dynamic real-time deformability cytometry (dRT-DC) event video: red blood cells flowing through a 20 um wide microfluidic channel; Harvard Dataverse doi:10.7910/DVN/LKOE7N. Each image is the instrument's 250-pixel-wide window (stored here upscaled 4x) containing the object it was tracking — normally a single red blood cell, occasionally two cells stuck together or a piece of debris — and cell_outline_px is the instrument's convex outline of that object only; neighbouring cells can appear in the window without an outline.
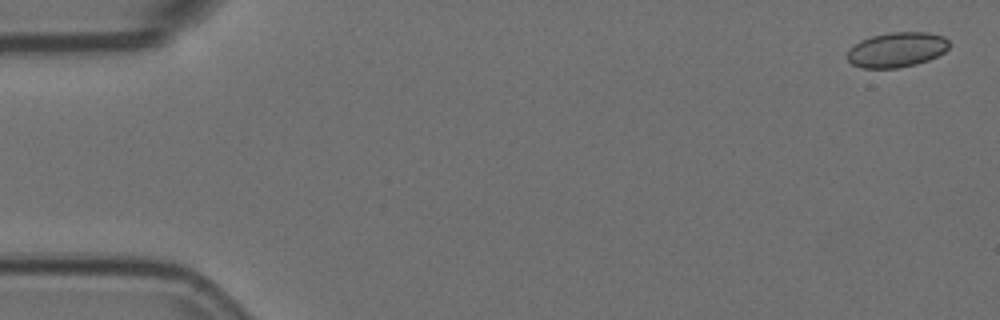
{"species": "Egyptian fruit bat (a non-hibernating species)", "species_latin": "Rousettus aegyptiacus", "temperature_condition": "room temperature", "stored_images_in_passage": 7, "camera_frame_rate_fps": 3000, "um_per_image_px": 0.085, "animal": {"sex": "female"}, "frame": {"image": 1, "passage_image": 1, "time_ms": 0.0, "image_size_px": [1000, 320], "cell_outline_px": [[952, 44], [944, 52], [928, 60], [916, 64], [896, 68], [860, 68], [852, 64], [848, 60], [848, 52], [860, 40], [872, 36], [888, 32], [928, 32], [944, 36]], "centroid_in_image_um": [76.26, 4.22], "position_along_channel_um": 8.7, "area_um2": 20.75}}
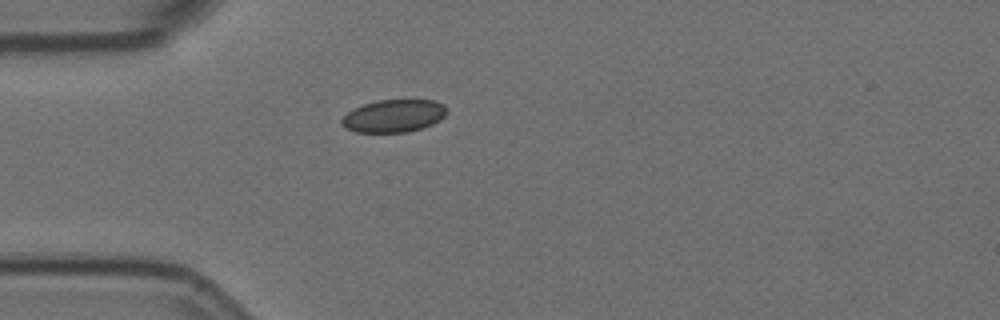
{"frame": {"image": 2, "passage_image": 5, "time_ms": 1.333, "image_size_px": [1000, 320], "cell_outline_px": [[448, 112], [440, 120], [432, 124], [408, 132], [356, 132], [340, 124], [340, 120], [348, 112], [364, 104], [376, 100], [432, 100], [444, 104], [448, 108]], "centroid_in_image_um": [33.49, 9.84], "position_along_channel_um": 51.5, "area_um2": 19.94}}